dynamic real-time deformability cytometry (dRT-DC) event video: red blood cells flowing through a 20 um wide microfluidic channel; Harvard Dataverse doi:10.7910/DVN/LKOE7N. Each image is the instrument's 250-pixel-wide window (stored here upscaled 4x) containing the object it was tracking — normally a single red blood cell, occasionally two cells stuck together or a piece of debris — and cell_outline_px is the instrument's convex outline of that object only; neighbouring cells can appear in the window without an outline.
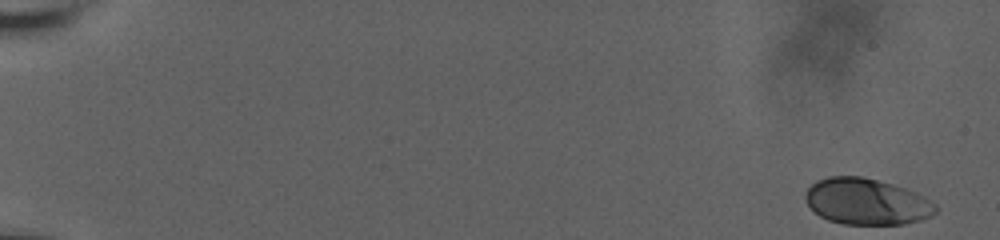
{"species": "human", "species_latin": "Homo sapiens", "temperature_condition": "room temperature", "stored_images_in_passage": 58, "camera_frame_rate_fps": 3000, "um_per_image_px": 0.085, "donor": {"sex": "male"}, "frame": {"image": 1, "passage_image": 1, "time_ms": 0.0, "image_size_px": [1000, 240], "cell_outline_px": [[936, 212], [920, 220], [904, 224], [844, 224], [828, 220], [820, 216], [808, 204], [804, 196], [808, 188], [816, 180], [828, 176], [860, 176], [892, 184], [904, 188], [924, 196], [936, 204]], "centroid_in_image_um": [73.64, 17.13], "position_along_channel_um": 11.4, "area_um2": 34.85}}
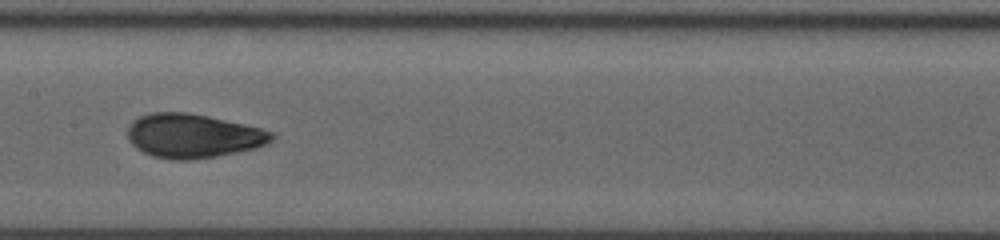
{"frame": {"image": 2, "passage_image": 32, "time_ms": 10.333, "image_size_px": [1000, 240], "cell_outline_px": [[276, 136], [268, 144], [256, 148], [216, 156], [188, 160], [172, 160], [152, 156], [136, 148], [128, 140], [128, 124], [132, 120], [148, 112], [188, 112], [208, 116], [244, 124], [276, 132]], "centroid_in_image_um": [16.41, 11.54], "position_along_channel_um": 191.0, "area_um2": 37.28}}
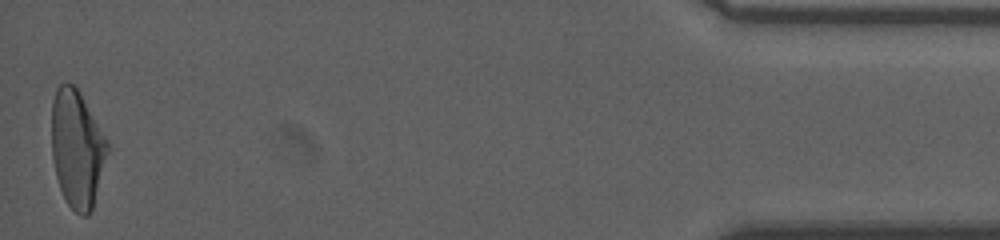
{"frame": {"image": 3, "passage_image": 58, "time_ms": 19.0, "image_size_px": [1000, 240], "cell_outline_px": [[108, 152], [92, 208], [88, 216], [80, 216], [68, 204], [60, 188], [56, 176], [52, 160], [52, 100], [56, 88], [60, 84], [72, 84], [80, 92], [108, 140]], "centroid_in_image_um": [6.54, 12.63], "position_along_channel_um": 428.7, "area_um2": 38.03}, "authors_computed_cell_mechanics": {"area_um2": 36.5585, "velocity_mm_per_s": 3.6622, "shape_relaxation_time_tau1_ms": 4.7134, "shape_relaxation_time_tau2_ms": 0.9319, "deformation_change_tau1": 0.1603, "deformation_change_tau2": 0.0483}}